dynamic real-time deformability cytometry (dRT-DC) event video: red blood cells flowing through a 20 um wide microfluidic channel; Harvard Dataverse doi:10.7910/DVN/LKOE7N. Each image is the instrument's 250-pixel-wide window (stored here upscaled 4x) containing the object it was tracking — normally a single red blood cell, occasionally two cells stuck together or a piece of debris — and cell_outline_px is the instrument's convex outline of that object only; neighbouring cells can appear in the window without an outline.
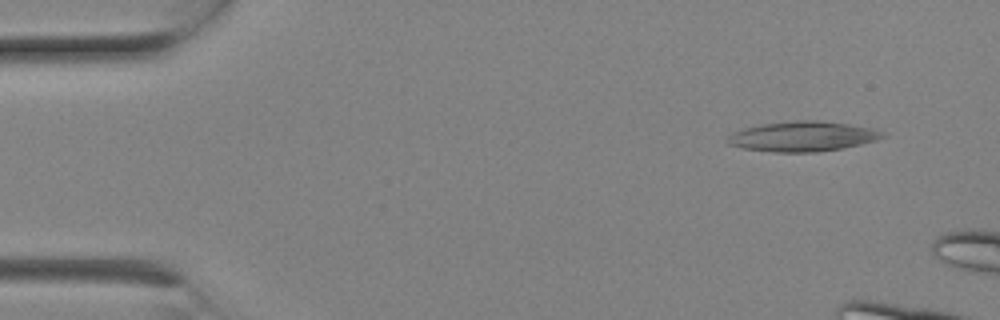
{"species": "Egyptian fruit bat (a non-hibernating species)", "species_latin": "Rousettus aegyptiacus", "temperature_condition": "room temperature", "stored_images_in_passage": 3, "camera_frame_rate_fps": 3000, "um_per_image_px": 0.085, "animal": {"sex": "female"}, "frame": {"image": 1, "passage_image": 1, "time_ms": 0.0, "image_size_px": [1000, 320], "cell_outline_px": [[888, 136], [876, 140], [860, 144], [840, 148], [816, 152], [772, 152], [740, 148], [728, 144], [724, 140], [732, 132], [744, 128], [760, 124], [796, 120], [816, 120], [848, 124], [872, 128], [884, 132]], "centroid_in_image_um": [68.18, 11.59], "position_along_channel_um": 16.8, "area_um2": 27.28}}